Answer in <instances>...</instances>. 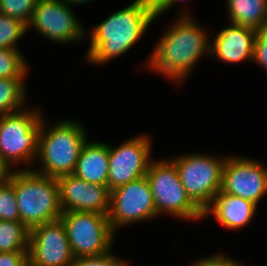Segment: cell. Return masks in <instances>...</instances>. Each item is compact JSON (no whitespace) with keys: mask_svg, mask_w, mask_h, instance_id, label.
Segmentation results:
<instances>
[{"mask_svg":"<svg viewBox=\"0 0 267 266\" xmlns=\"http://www.w3.org/2000/svg\"><path fill=\"white\" fill-rule=\"evenodd\" d=\"M74 259L60 219L29 230L28 266H71Z\"/></svg>","mask_w":267,"mask_h":266,"instance_id":"cell-13","label":"cell"},{"mask_svg":"<svg viewBox=\"0 0 267 266\" xmlns=\"http://www.w3.org/2000/svg\"><path fill=\"white\" fill-rule=\"evenodd\" d=\"M254 64L260 65L267 71V27L263 30L257 31L254 49L253 61Z\"/></svg>","mask_w":267,"mask_h":266,"instance_id":"cell-26","label":"cell"},{"mask_svg":"<svg viewBox=\"0 0 267 266\" xmlns=\"http://www.w3.org/2000/svg\"><path fill=\"white\" fill-rule=\"evenodd\" d=\"M13 169L0 157V187L10 181Z\"/></svg>","mask_w":267,"mask_h":266,"instance_id":"cell-30","label":"cell"},{"mask_svg":"<svg viewBox=\"0 0 267 266\" xmlns=\"http://www.w3.org/2000/svg\"><path fill=\"white\" fill-rule=\"evenodd\" d=\"M146 178L149 182L157 215L166 214L184 221L203 219V212L188 197L175 164L169 158L153 159Z\"/></svg>","mask_w":267,"mask_h":266,"instance_id":"cell-6","label":"cell"},{"mask_svg":"<svg viewBox=\"0 0 267 266\" xmlns=\"http://www.w3.org/2000/svg\"><path fill=\"white\" fill-rule=\"evenodd\" d=\"M190 266H245L238 261L225 255L223 252L210 254L208 257L200 258L191 263Z\"/></svg>","mask_w":267,"mask_h":266,"instance_id":"cell-27","label":"cell"},{"mask_svg":"<svg viewBox=\"0 0 267 266\" xmlns=\"http://www.w3.org/2000/svg\"><path fill=\"white\" fill-rule=\"evenodd\" d=\"M155 20L156 10L149 0H134L95 25L91 32L86 31L90 44L85 60L99 66L123 56L142 40V36Z\"/></svg>","mask_w":267,"mask_h":266,"instance_id":"cell-2","label":"cell"},{"mask_svg":"<svg viewBox=\"0 0 267 266\" xmlns=\"http://www.w3.org/2000/svg\"><path fill=\"white\" fill-rule=\"evenodd\" d=\"M107 216L115 234L126 225L157 218L153 194L146 176L110 191Z\"/></svg>","mask_w":267,"mask_h":266,"instance_id":"cell-10","label":"cell"},{"mask_svg":"<svg viewBox=\"0 0 267 266\" xmlns=\"http://www.w3.org/2000/svg\"><path fill=\"white\" fill-rule=\"evenodd\" d=\"M0 266H28V252H0Z\"/></svg>","mask_w":267,"mask_h":266,"instance_id":"cell-28","label":"cell"},{"mask_svg":"<svg viewBox=\"0 0 267 266\" xmlns=\"http://www.w3.org/2000/svg\"><path fill=\"white\" fill-rule=\"evenodd\" d=\"M256 212L254 203L219 191L203 211V219L212 215L222 227L237 231L252 223Z\"/></svg>","mask_w":267,"mask_h":266,"instance_id":"cell-16","label":"cell"},{"mask_svg":"<svg viewBox=\"0 0 267 266\" xmlns=\"http://www.w3.org/2000/svg\"><path fill=\"white\" fill-rule=\"evenodd\" d=\"M26 33V24L0 13V48L19 49L18 42Z\"/></svg>","mask_w":267,"mask_h":266,"instance_id":"cell-22","label":"cell"},{"mask_svg":"<svg viewBox=\"0 0 267 266\" xmlns=\"http://www.w3.org/2000/svg\"><path fill=\"white\" fill-rule=\"evenodd\" d=\"M0 220L20 221L15 190L10 182L0 187Z\"/></svg>","mask_w":267,"mask_h":266,"instance_id":"cell-24","label":"cell"},{"mask_svg":"<svg viewBox=\"0 0 267 266\" xmlns=\"http://www.w3.org/2000/svg\"><path fill=\"white\" fill-rule=\"evenodd\" d=\"M44 117L36 158L41 165L35 169L31 166L32 170L54 178L73 174L82 146L88 140L87 130L78 120L62 119L50 126Z\"/></svg>","mask_w":267,"mask_h":266,"instance_id":"cell-3","label":"cell"},{"mask_svg":"<svg viewBox=\"0 0 267 266\" xmlns=\"http://www.w3.org/2000/svg\"><path fill=\"white\" fill-rule=\"evenodd\" d=\"M38 0H0V13L28 25Z\"/></svg>","mask_w":267,"mask_h":266,"instance_id":"cell-23","label":"cell"},{"mask_svg":"<svg viewBox=\"0 0 267 266\" xmlns=\"http://www.w3.org/2000/svg\"><path fill=\"white\" fill-rule=\"evenodd\" d=\"M62 0H38L27 32L34 30L39 37L53 43L72 44L86 39V27Z\"/></svg>","mask_w":267,"mask_h":266,"instance_id":"cell-9","label":"cell"},{"mask_svg":"<svg viewBox=\"0 0 267 266\" xmlns=\"http://www.w3.org/2000/svg\"><path fill=\"white\" fill-rule=\"evenodd\" d=\"M187 6L165 28L145 60V68L181 84L203 56L210 57L211 37L204 26L192 16ZM210 38V39H209Z\"/></svg>","mask_w":267,"mask_h":266,"instance_id":"cell-1","label":"cell"},{"mask_svg":"<svg viewBox=\"0 0 267 266\" xmlns=\"http://www.w3.org/2000/svg\"><path fill=\"white\" fill-rule=\"evenodd\" d=\"M66 2L70 6H77V5H83V4H88V2L95 1V0H62Z\"/></svg>","mask_w":267,"mask_h":266,"instance_id":"cell-31","label":"cell"},{"mask_svg":"<svg viewBox=\"0 0 267 266\" xmlns=\"http://www.w3.org/2000/svg\"><path fill=\"white\" fill-rule=\"evenodd\" d=\"M60 206L63 212L81 211L108 214L110 190L108 186L91 184L74 174L57 178Z\"/></svg>","mask_w":267,"mask_h":266,"instance_id":"cell-14","label":"cell"},{"mask_svg":"<svg viewBox=\"0 0 267 266\" xmlns=\"http://www.w3.org/2000/svg\"><path fill=\"white\" fill-rule=\"evenodd\" d=\"M67 238L75 258L97 256L110 251L115 234L107 215L94 212H62Z\"/></svg>","mask_w":267,"mask_h":266,"instance_id":"cell-8","label":"cell"},{"mask_svg":"<svg viewBox=\"0 0 267 266\" xmlns=\"http://www.w3.org/2000/svg\"><path fill=\"white\" fill-rule=\"evenodd\" d=\"M26 79L0 78V115L15 113L27 107Z\"/></svg>","mask_w":267,"mask_h":266,"instance_id":"cell-19","label":"cell"},{"mask_svg":"<svg viewBox=\"0 0 267 266\" xmlns=\"http://www.w3.org/2000/svg\"><path fill=\"white\" fill-rule=\"evenodd\" d=\"M220 191L241 197L258 207L267 194V166L247 156H227Z\"/></svg>","mask_w":267,"mask_h":266,"instance_id":"cell-12","label":"cell"},{"mask_svg":"<svg viewBox=\"0 0 267 266\" xmlns=\"http://www.w3.org/2000/svg\"><path fill=\"white\" fill-rule=\"evenodd\" d=\"M128 260L114 254L112 249L97 256L75 258L71 266H128Z\"/></svg>","mask_w":267,"mask_h":266,"instance_id":"cell-25","label":"cell"},{"mask_svg":"<svg viewBox=\"0 0 267 266\" xmlns=\"http://www.w3.org/2000/svg\"><path fill=\"white\" fill-rule=\"evenodd\" d=\"M29 229L20 221L0 220V252H28Z\"/></svg>","mask_w":267,"mask_h":266,"instance_id":"cell-20","label":"cell"},{"mask_svg":"<svg viewBox=\"0 0 267 266\" xmlns=\"http://www.w3.org/2000/svg\"><path fill=\"white\" fill-rule=\"evenodd\" d=\"M9 182L15 190L20 222L29 230L60 219L63 211L57 178L17 167Z\"/></svg>","mask_w":267,"mask_h":266,"instance_id":"cell-4","label":"cell"},{"mask_svg":"<svg viewBox=\"0 0 267 266\" xmlns=\"http://www.w3.org/2000/svg\"><path fill=\"white\" fill-rule=\"evenodd\" d=\"M227 156L191 152L172 157L182 185L191 201L203 212L219 193Z\"/></svg>","mask_w":267,"mask_h":266,"instance_id":"cell-7","label":"cell"},{"mask_svg":"<svg viewBox=\"0 0 267 266\" xmlns=\"http://www.w3.org/2000/svg\"><path fill=\"white\" fill-rule=\"evenodd\" d=\"M228 21L257 31L267 27V0H226Z\"/></svg>","mask_w":267,"mask_h":266,"instance_id":"cell-18","label":"cell"},{"mask_svg":"<svg viewBox=\"0 0 267 266\" xmlns=\"http://www.w3.org/2000/svg\"><path fill=\"white\" fill-rule=\"evenodd\" d=\"M180 0H149L150 5L156 10L157 18L165 15V13L171 9Z\"/></svg>","mask_w":267,"mask_h":266,"instance_id":"cell-29","label":"cell"},{"mask_svg":"<svg viewBox=\"0 0 267 266\" xmlns=\"http://www.w3.org/2000/svg\"><path fill=\"white\" fill-rule=\"evenodd\" d=\"M211 40L210 56L225 64L253 61L257 30L229 22Z\"/></svg>","mask_w":267,"mask_h":266,"instance_id":"cell-15","label":"cell"},{"mask_svg":"<svg viewBox=\"0 0 267 266\" xmlns=\"http://www.w3.org/2000/svg\"><path fill=\"white\" fill-rule=\"evenodd\" d=\"M149 135L138 134L119 146L109 145L108 189L110 191L146 176L151 158Z\"/></svg>","mask_w":267,"mask_h":266,"instance_id":"cell-11","label":"cell"},{"mask_svg":"<svg viewBox=\"0 0 267 266\" xmlns=\"http://www.w3.org/2000/svg\"><path fill=\"white\" fill-rule=\"evenodd\" d=\"M42 117V110L31 109L30 105L0 115V157L13 170L22 163L25 164L22 170H31L28 166L36 161Z\"/></svg>","mask_w":267,"mask_h":266,"instance_id":"cell-5","label":"cell"},{"mask_svg":"<svg viewBox=\"0 0 267 266\" xmlns=\"http://www.w3.org/2000/svg\"><path fill=\"white\" fill-rule=\"evenodd\" d=\"M109 144L87 140L77 160L74 175L91 184L108 186Z\"/></svg>","mask_w":267,"mask_h":266,"instance_id":"cell-17","label":"cell"},{"mask_svg":"<svg viewBox=\"0 0 267 266\" xmlns=\"http://www.w3.org/2000/svg\"><path fill=\"white\" fill-rule=\"evenodd\" d=\"M29 65L20 49L0 48V78H26Z\"/></svg>","mask_w":267,"mask_h":266,"instance_id":"cell-21","label":"cell"}]
</instances>
